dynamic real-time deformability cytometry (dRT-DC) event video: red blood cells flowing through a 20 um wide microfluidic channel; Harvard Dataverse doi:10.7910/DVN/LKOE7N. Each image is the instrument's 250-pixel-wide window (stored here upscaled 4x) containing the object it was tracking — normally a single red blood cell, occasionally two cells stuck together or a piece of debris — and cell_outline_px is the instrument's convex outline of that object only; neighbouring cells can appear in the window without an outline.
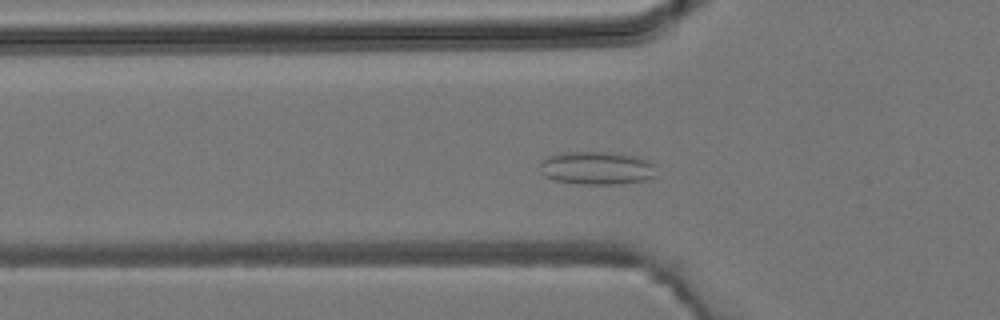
{"species": "common noctule bat (a hibernating species)", "species_latin": "Nyctalus noctula", "temperature_condition": "room temperature", "stored_images_in_passage": 41, "camera_frame_rate_fps": 3000, "um_per_image_px": 0.085, "animal": {"sex": "male", "body_mass_g": 19.2, "forearm_length_mm": 51.8}, "frame": {"image": 1, "passage_image": 11, "time_ms": 3.333, "image_size_px": [1000, 320], "cell_outline_px": [[656, 176], [644, 180], [620, 184], [580, 184], [556, 180], [544, 176], [540, 172], [540, 160], [548, 156], [560, 152], [616, 152], [636, 156], [648, 160], [656, 164]], "centroid_in_image_um": [50.74, 14.27], "position_along_channel_um": 75.1, "area_um2": 22.89}}
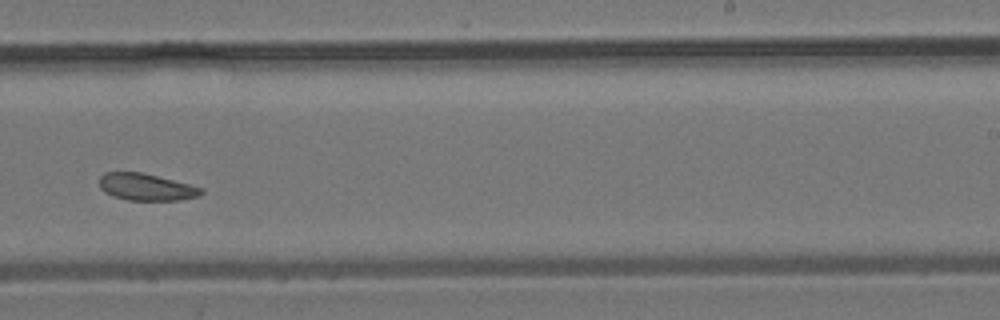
{"frame": {"image": 2, "passage_image": 24, "time_ms": 7.667, "image_size_px": [1000, 320], "cell_outline_px": [[204, 192], [200, 196], [180, 200], [128, 200], [112, 196], [104, 192], [100, 188], [100, 176], [104, 172], [140, 172], [204, 188]], "centroid_in_image_um": [12.42, 15.91], "position_along_channel_um": 276.6, "area_um2": 15.95}}
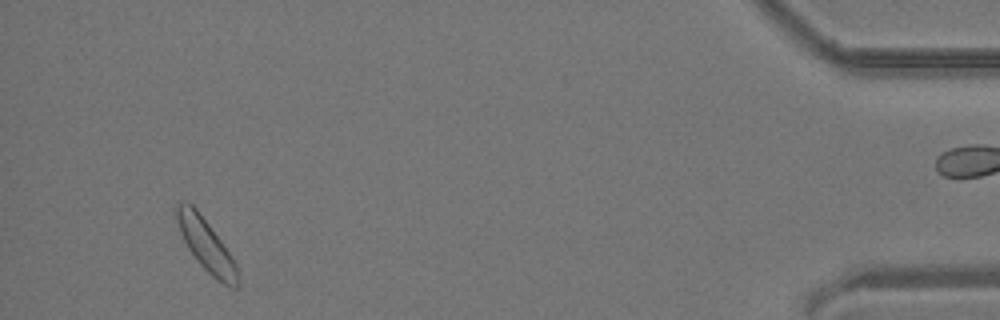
{"frame": {"image": 3, "passage_image": 38, "time_ms": 12.333, "image_size_px": [1000, 320], "cell_outline_px": [[240, 284], [236, 288], [232, 288], [216, 280], [200, 264], [188, 248], [180, 232], [176, 220], [176, 204], [184, 200], [192, 204], [196, 208], [220, 240], [236, 264], [240, 280]], "centroid_in_image_um": [17.52, 20.85], "position_along_channel_um": 417.7, "area_um2": 18.32}}